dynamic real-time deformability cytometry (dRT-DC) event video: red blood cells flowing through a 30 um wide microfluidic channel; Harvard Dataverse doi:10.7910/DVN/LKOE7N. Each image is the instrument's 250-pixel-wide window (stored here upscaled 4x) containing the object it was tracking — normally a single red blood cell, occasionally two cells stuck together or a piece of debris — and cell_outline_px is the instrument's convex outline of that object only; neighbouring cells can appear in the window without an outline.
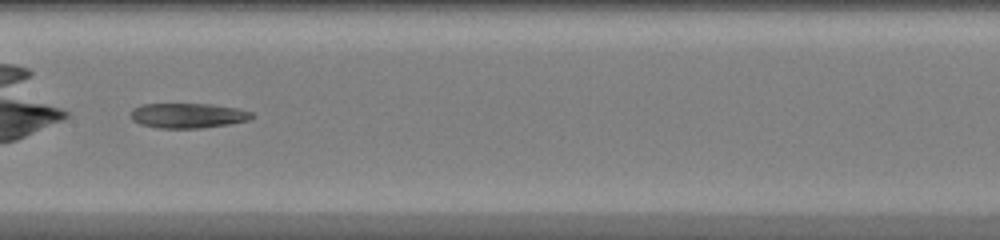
{"species": "common noctule bat (a hibernating species)", "species_latin": "Nyctalus noctula", "temperature_condition": "warm", "stored_images_in_passage": 37, "camera_frame_rate_fps": 3000, "um_per_image_px": 0.085, "animal": {"sex": "female", "body_mass_g": 20.0, "forearm_length_mm": 54.0}, "frame": {"image": 1, "passage_image": 16, "time_ms": 5.0, "image_size_px": [1000, 240], "cell_outline_px": [[256, 116], [248, 120], [228, 124], [200, 128], [160, 128], [140, 124], [132, 120], [132, 108], [140, 104], [212, 104], [236, 108], [252, 112]], "centroid_in_image_um": [15.98, 9.82], "position_along_channel_um": 191.4, "area_um2": 17.57}}
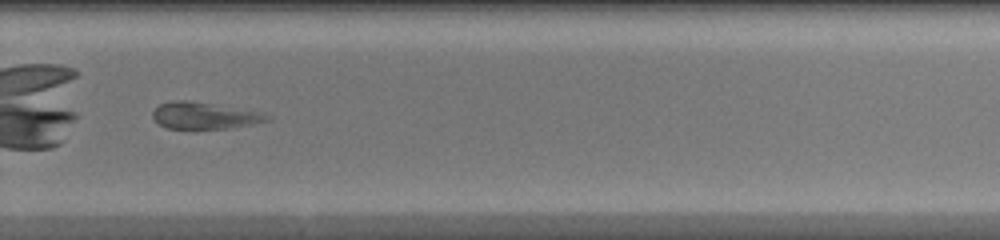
{"frame": {"image": 2, "passage_image": 24, "time_ms": 7.667, "image_size_px": [1000, 240], "cell_outline_px": [[272, 120], [252, 124], [228, 128], [196, 132], [192, 132], [168, 128], [160, 124], [152, 116], [152, 112], [160, 104], [172, 100], [188, 100], [264, 112], [272, 116]], "centroid_in_image_um": [17.4, 9.87], "position_along_channel_um": 312.4, "area_um2": 18.67}}
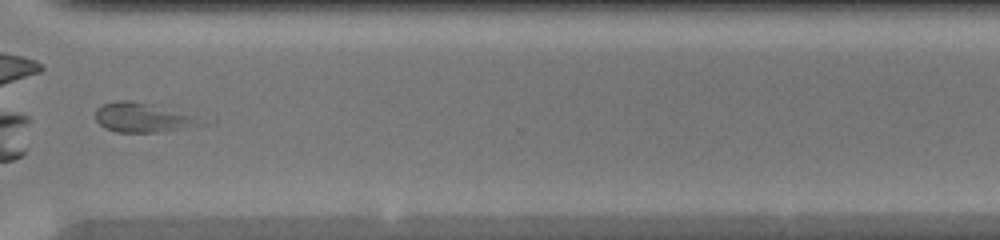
{"frame": {"image": 3, "passage_image": 27, "time_ms": 8.667, "image_size_px": [1000, 240], "cell_outline_px": [[204, 124], [184, 128], [160, 132], [116, 132], [104, 128], [96, 120], [96, 108], [100, 104], [116, 100], [132, 100], [152, 104], [192, 116], [204, 120]], "centroid_in_image_um": [12.05, 9.99], "position_along_channel_um": 358.5, "area_um2": 17.98}}